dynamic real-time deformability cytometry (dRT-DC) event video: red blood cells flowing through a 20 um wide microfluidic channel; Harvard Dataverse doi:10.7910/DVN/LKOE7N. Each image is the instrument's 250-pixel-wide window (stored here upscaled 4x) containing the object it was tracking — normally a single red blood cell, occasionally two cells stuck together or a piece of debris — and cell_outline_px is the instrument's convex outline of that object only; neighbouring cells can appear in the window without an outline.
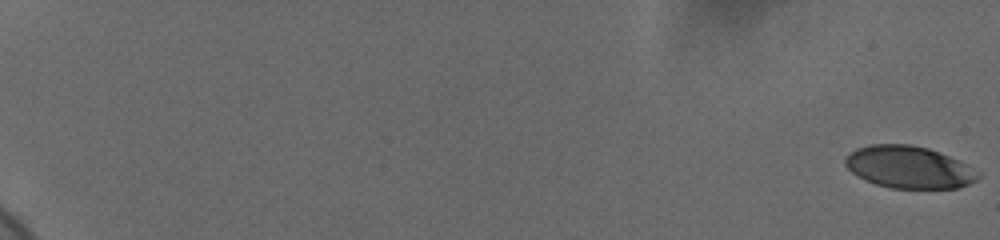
{"species": "human", "species_latin": "Homo sapiens", "temperature_condition": "cold", "stored_images_in_passage": 60, "camera_frame_rate_fps": 3000, "um_per_image_px": 0.085, "donor": {"sex": "female"}, "frame": {"image": 1, "passage_image": 1, "time_ms": 0.0, "image_size_px": [1000, 240], "cell_outline_px": [[980, 176], [976, 180], [968, 184], [956, 188], [892, 188], [876, 184], [864, 180], [852, 172], [844, 164], [844, 156], [848, 152], [856, 148], [868, 144], [912, 144], [928, 148], [960, 160], [968, 164], [980, 172]], "centroid_in_image_um": [77.24, 14.19], "position_along_channel_um": 7.8, "area_um2": 33.0}}
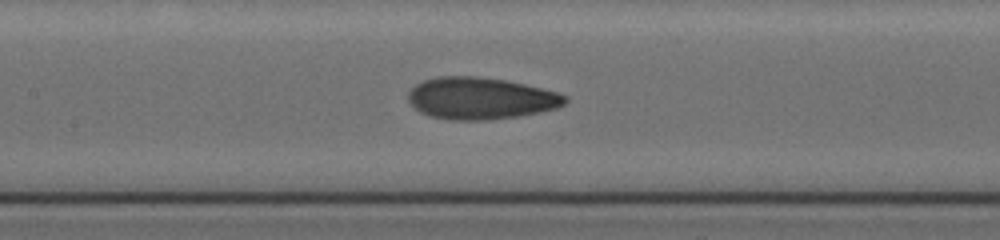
{"frame": {"image": 2, "passage_image": 33, "time_ms": 10.667, "image_size_px": [1000, 240], "cell_outline_px": [[568, 100], [564, 104], [556, 108], [520, 116], [484, 120], [452, 120], [432, 116], [420, 112], [408, 100], [408, 92], [416, 84], [424, 80], [436, 76], [480, 76], [504, 80], [524, 84], [560, 92], [568, 96]], "centroid_in_image_um": [40.87, 8.35], "position_along_channel_um": 166.5, "area_um2": 38.32}}
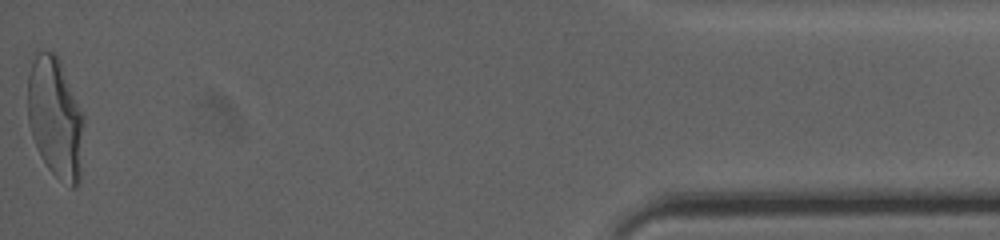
{"frame": {"image": 3, "passage_image": 60, "time_ms": 19.667, "image_size_px": [1000, 240], "cell_outline_px": [[84, 120], [80, 180], [76, 188], [72, 188], [56, 176], [48, 168], [32, 136], [28, 120], [28, 76], [36, 48], [52, 52], [60, 60], [84, 116]], "centroid_in_image_um": [4.71, 9.98], "position_along_channel_um": 430.5, "area_um2": 39.48}, "authors_computed_cell_mechanics": {"area_um2": 36.3273, "velocity_mm_per_s": 3.7023, "shape_relaxation_time_tau1_ms": 5.7451, "shape_relaxation_time_tau2_ms": 1.1289, "deformation_change_tau1": 0.2059, "deformation_change_tau2": 0.0716}}